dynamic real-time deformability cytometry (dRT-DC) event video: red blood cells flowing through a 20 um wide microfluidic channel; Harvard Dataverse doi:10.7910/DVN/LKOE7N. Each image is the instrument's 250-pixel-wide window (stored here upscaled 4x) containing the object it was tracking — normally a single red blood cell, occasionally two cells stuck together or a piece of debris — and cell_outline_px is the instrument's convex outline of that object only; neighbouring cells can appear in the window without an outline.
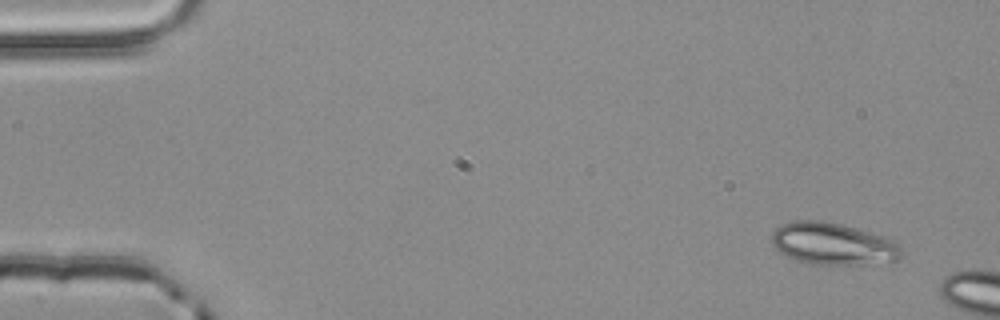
{"species": "common noctule bat (a hibernating species)", "species_latin": "Nyctalus noctula", "temperature_condition": "room temperature", "stored_images_in_passage": 2, "camera_frame_rate_fps": 3000, "um_per_image_px": 0.085, "animal": {"sex": "male", "body_mass_g": 20.4}, "frame": {"image": 1, "passage_image": 1, "time_ms": 0.0, "image_size_px": [1000, 320], "cell_outline_px": [[904, 252], [900, 260], [860, 264], [812, 264], [796, 260], [780, 252], [772, 244], [772, 232], [780, 224], [792, 220], [820, 220], [840, 224], [872, 232], [884, 236], [900, 244]], "centroid_in_image_um": [70.82, 20.71], "position_along_channel_um": 14.2, "area_um2": 31.96}}